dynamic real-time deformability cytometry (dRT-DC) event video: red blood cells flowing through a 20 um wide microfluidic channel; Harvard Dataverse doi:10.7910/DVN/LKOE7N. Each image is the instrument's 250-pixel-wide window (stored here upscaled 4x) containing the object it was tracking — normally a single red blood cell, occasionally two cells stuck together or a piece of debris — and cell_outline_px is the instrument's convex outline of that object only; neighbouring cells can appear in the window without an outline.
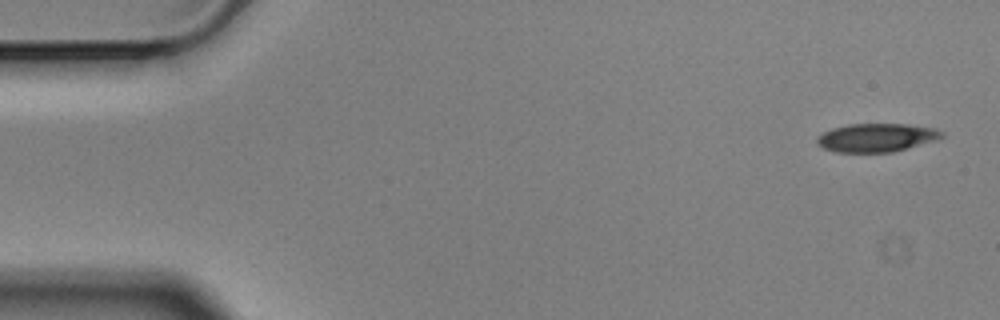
{"species": "Egyptian fruit bat (a non-hibernating species)", "species_latin": "Rousettus aegyptiacus", "temperature_condition": "cold", "stored_images_in_passage": 5, "segment_of_instrument_passage": [1, 2], "camera_frame_rate_fps": 3000, "um_per_image_px": 0.085, "animal": {"sex": "male"}, "frame": {"image": 1, "passage_image": 1, "time_ms": 0.0, "image_size_px": [1000, 320], "cell_outline_px": [[944, 136], [936, 140], [892, 152], [836, 152], [824, 148], [816, 144], [816, 136], [832, 128], [848, 124], [908, 124], [936, 128], [944, 132]], "centroid_in_image_um": [74.49, 11.69], "position_along_channel_um": 10.5, "area_um2": 20.75}}
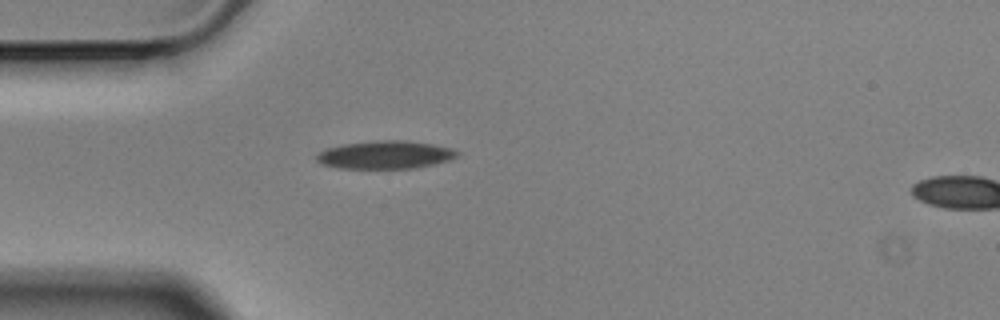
{"frame": {"image": 2, "passage_image": 4, "time_ms": 1.0, "image_size_px": [1000, 320], "cell_outline_px": [[460, 156], [452, 160], [436, 164], [416, 168], [336, 168], [320, 164], [316, 160], [316, 156], [320, 152], [328, 148], [344, 144], [384, 140], [404, 140], [432, 144], [452, 148], [460, 152]], "centroid_in_image_um": [32.81, 13.17], "position_along_channel_um": 52.2, "area_um2": 23.06}}